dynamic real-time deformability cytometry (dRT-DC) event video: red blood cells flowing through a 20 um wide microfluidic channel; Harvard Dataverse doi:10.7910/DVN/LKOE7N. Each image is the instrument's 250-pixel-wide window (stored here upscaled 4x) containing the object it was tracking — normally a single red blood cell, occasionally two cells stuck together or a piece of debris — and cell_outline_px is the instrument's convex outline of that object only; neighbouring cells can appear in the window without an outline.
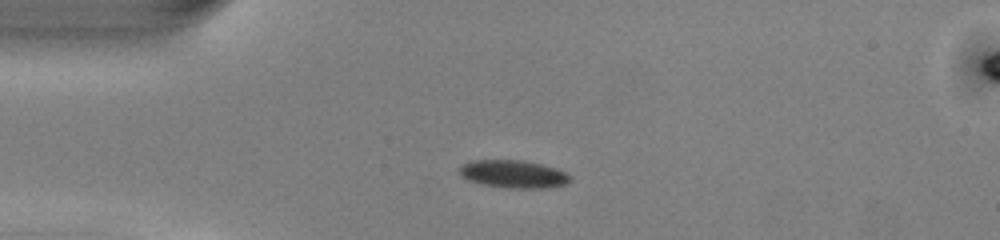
{"species": "common noctule bat (a hibernating species)", "species_latin": "Nyctalus noctula", "temperature_condition": "warm", "stored_images_in_passage": 39, "camera_frame_rate_fps": 3000, "um_per_image_px": 0.085, "animal": {"sex": "male", "body_mass_g": 13.0, "forearm_length_mm": 53.1}, "frame": {"image": 1, "passage_image": 1, "time_ms": 0.0, "image_size_px": [1000, 240], "cell_outline_px": [[572, 180], [568, 184], [548, 188], [504, 188], [480, 184], [468, 180], [460, 176], [460, 164], [468, 160], [524, 160], [556, 168], [572, 176]], "centroid_in_image_um": [43.63, 14.8], "position_along_channel_um": 41.4, "area_um2": 18.32}}
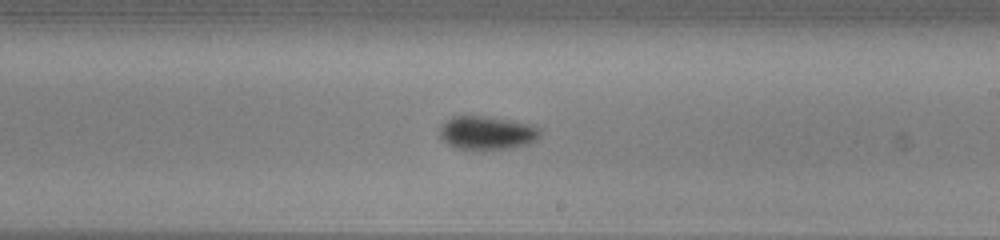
{"frame": {"image": 2, "passage_image": 18, "time_ms": 5.667, "image_size_px": [1000, 240], "cell_outline_px": [[540, 136], [532, 144], [512, 148], [456, 148], [448, 144], [440, 136], [440, 128], [452, 116], [488, 116], [512, 120], [528, 124], [540, 128]], "centroid_in_image_um": [41.45, 11.28], "position_along_channel_um": 247.6, "area_um2": 19.36}}
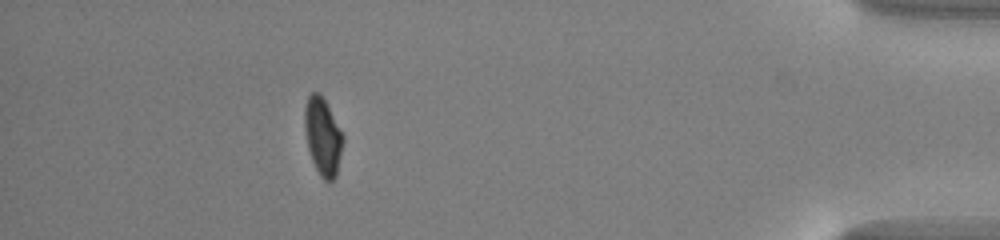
{"frame": {"image": 3, "passage_image": 34, "time_ms": 11.0, "image_size_px": [1000, 240], "cell_outline_px": [[344, 140], [336, 176], [328, 184], [320, 176], [312, 160], [308, 148], [304, 128], [304, 108], [308, 96], [312, 92], [320, 92], [344, 136]], "centroid_in_image_um": [27.43, 11.61], "position_along_channel_um": 407.8, "area_um2": 17.34}, "authors_computed_cell_mechanics": {"area_um2": 18.6116, "velocity_mm_per_s": 4.072, "shape_relaxation_time_tau1_ms": 2.2888, "shape_relaxation_time_tau2_ms": null, "deformation_change_tau1": 0.091, "deformation_change_tau2": null}}